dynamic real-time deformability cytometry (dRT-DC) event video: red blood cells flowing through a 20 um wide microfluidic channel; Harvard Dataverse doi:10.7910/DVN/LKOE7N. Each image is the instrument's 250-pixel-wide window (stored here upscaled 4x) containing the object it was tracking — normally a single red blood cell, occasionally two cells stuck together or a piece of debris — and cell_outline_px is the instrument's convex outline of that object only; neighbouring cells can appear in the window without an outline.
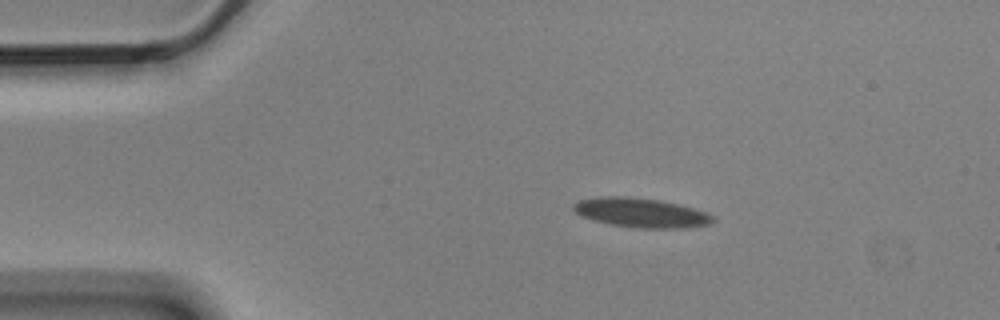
{"species": "Egyptian fruit bat (a non-hibernating species)", "species_latin": "Rousettus aegyptiacus", "temperature_condition": "cold", "stored_images_in_passage": 3, "camera_frame_rate_fps": 3000, "um_per_image_px": 0.085, "animal": {"sex": "male"}, "frame": {"image": 1, "passage_image": 2, "time_ms": 0.333, "image_size_px": [1000, 320], "cell_outline_px": [[716, 220], [712, 224], [688, 228], [640, 228], [612, 224], [592, 220], [580, 216], [572, 208], [572, 204], [576, 200], [600, 196], [628, 196], [660, 200], [680, 204], [708, 212], [716, 216]], "centroid_in_image_um": [54.53, 18.07], "position_along_channel_um": 30.5, "area_um2": 24.39}}